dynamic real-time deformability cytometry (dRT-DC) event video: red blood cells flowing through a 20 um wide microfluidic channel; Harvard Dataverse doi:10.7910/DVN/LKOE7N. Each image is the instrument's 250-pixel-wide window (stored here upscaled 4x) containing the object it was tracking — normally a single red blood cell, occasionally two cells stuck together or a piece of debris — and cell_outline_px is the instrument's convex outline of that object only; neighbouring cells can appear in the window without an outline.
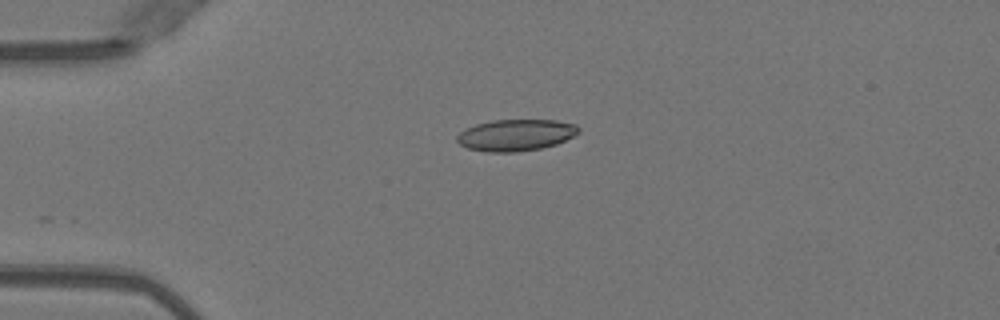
{"species": "Egyptian fruit bat (a non-hibernating species)", "species_latin": "Rousettus aegyptiacus", "temperature_condition": "warm", "stored_images_in_passage": 32, "camera_frame_rate_fps": 3000, "um_per_image_px": 0.085, "animal": {"sex": "female"}, "frame": {"image": 1, "passage_image": 1, "time_ms": 0.0, "image_size_px": [1000, 320], "cell_outline_px": [[580, 132], [556, 144], [540, 148], [516, 152], [488, 152], [468, 148], [460, 144], [456, 140], [456, 136], [460, 132], [476, 124], [492, 120], [556, 120], [576, 124], [580, 128]], "centroid_in_image_um": [43.85, 11.47], "position_along_channel_um": 41.2, "area_um2": 22.25}}
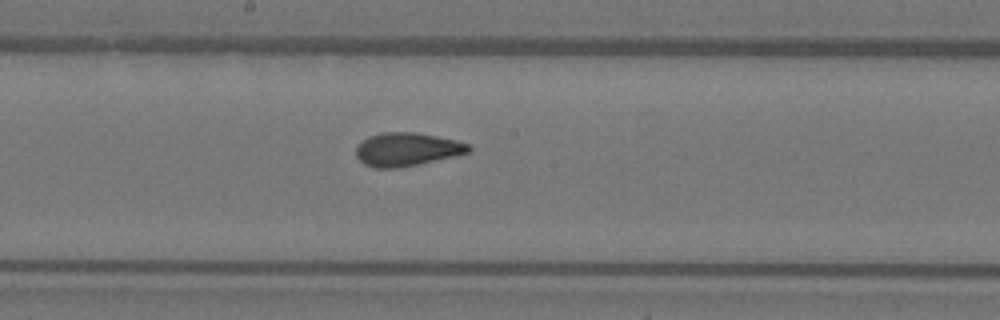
{"frame": {"image": 2, "passage_image": 16, "time_ms": 5.0, "image_size_px": [1000, 320], "cell_outline_px": [[472, 148], [468, 152], [456, 156], [396, 168], [376, 168], [364, 164], [356, 156], [356, 148], [368, 136], [384, 132], [416, 132], [456, 140], [468, 144]], "centroid_in_image_um": [34.59, 12.69], "position_along_channel_um": 213.6, "area_um2": 21.68}}
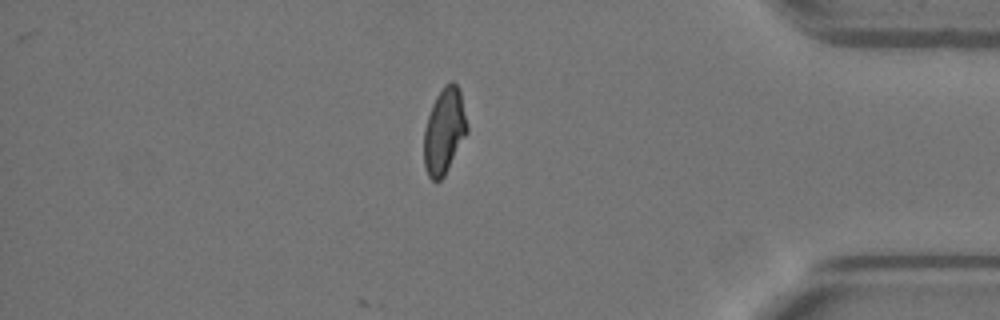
{"frame": {"image": 3, "passage_image": 32, "time_ms": 10.333, "image_size_px": [1000, 320], "cell_outline_px": [[468, 132], [444, 176], [440, 180], [432, 180], [428, 176], [424, 164], [424, 128], [432, 104], [436, 96], [444, 84], [448, 80], [452, 80], [456, 84], [460, 92], [468, 128]], "centroid_in_image_um": [37.75, 11.11], "position_along_channel_um": 397.4, "area_um2": 21.56}, "authors_computed_cell_mechanics": {"area_um2": 21.8195, "velocity_mm_per_s": 4.0195, "shape_relaxation_time_tau1_ms": null, "shape_relaxation_time_tau2_ms": 1.2019, "deformation_change_tau1": null, "deformation_change_tau2": 0.0683}}